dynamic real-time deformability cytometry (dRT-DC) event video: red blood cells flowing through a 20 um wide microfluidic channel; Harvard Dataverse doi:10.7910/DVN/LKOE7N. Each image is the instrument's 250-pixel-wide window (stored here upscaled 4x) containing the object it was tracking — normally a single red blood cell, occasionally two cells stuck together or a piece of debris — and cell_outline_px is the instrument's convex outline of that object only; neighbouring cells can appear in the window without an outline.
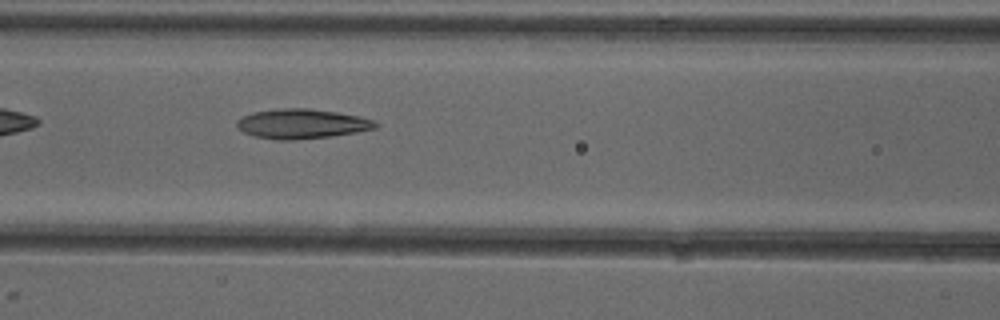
{"species": "common noctule bat (a hibernating species)", "species_latin": "Nyctalus noctula", "temperature_condition": "cold", "stored_images_in_passage": 3, "camera_frame_rate_fps": 3000, "um_per_image_px": 0.085, "animal": {"sex": "female"}, "frame": {"image": 1, "passage_image": 3, "time_ms": 2.333, "image_size_px": [1000, 320], "cell_outline_px": [[380, 124], [376, 128], [356, 132], [332, 136], [296, 140], [276, 140], [256, 136], [244, 132], [236, 128], [236, 120], [240, 116], [252, 112], [280, 108], [308, 108], [336, 112], [360, 116], [376, 120]], "centroid_in_image_um": [25.65, 10.52], "position_along_channel_um": 141.0, "area_um2": 24.28}}